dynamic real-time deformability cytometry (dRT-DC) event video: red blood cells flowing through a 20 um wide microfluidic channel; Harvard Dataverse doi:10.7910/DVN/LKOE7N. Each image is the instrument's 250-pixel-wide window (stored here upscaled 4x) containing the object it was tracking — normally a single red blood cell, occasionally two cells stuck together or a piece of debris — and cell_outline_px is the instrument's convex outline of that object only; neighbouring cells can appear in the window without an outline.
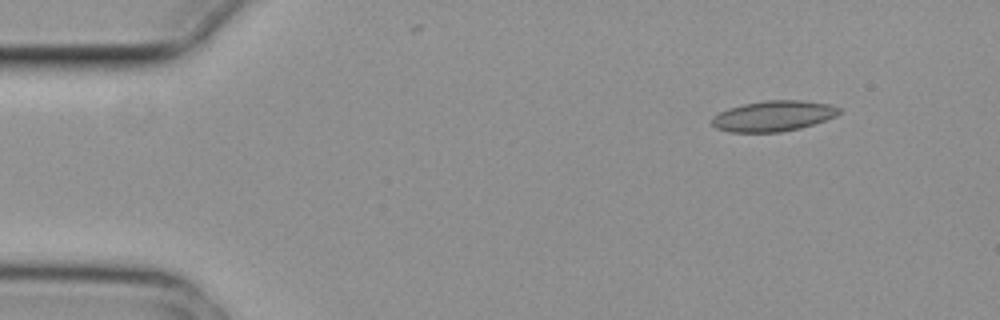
{"species": "common noctule bat (a hibernating species)", "species_latin": "Nyctalus noctula", "temperature_condition": "cold", "stored_images_in_passage": 5, "camera_frame_rate_fps": 3000, "um_per_image_px": 0.085, "animal": {"sex": "female", "body_mass_g": 29.2, "forearm_length_mm": 56.3}, "frame": {"image": 1, "passage_image": 2, "time_ms": 0.333, "image_size_px": [1000, 320], "cell_outline_px": [[840, 112], [836, 116], [800, 128], [780, 132], [728, 132], [716, 128], [712, 124], [712, 116], [728, 108], [744, 104], [764, 100], [800, 100], [832, 104], [840, 108]], "centroid_in_image_um": [65.72, 9.85], "position_along_channel_um": 19.3, "area_um2": 22.66}}
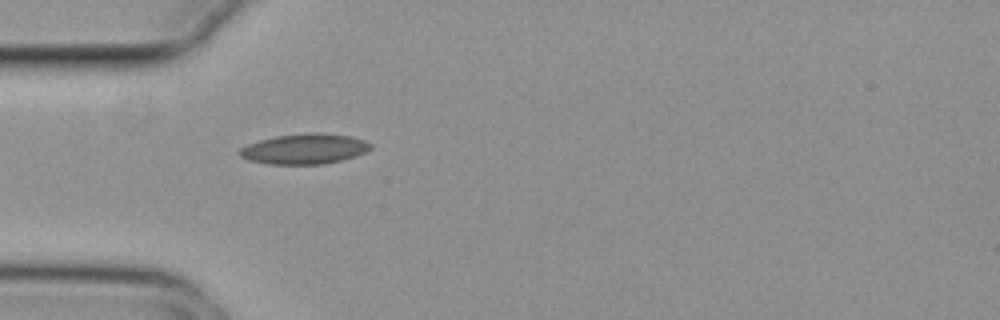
{"frame": {"image": 2, "passage_image": 5, "time_ms": 1.333, "image_size_px": [1000, 320], "cell_outline_px": [[372, 148], [364, 152], [340, 160], [320, 164], [268, 164], [248, 160], [240, 156], [236, 152], [240, 148], [248, 144], [260, 140], [276, 136], [308, 132], [320, 132], [352, 136], [364, 140], [372, 144]], "centroid_in_image_um": [25.85, 12.64], "position_along_channel_um": 59.2, "area_um2": 23.12}}